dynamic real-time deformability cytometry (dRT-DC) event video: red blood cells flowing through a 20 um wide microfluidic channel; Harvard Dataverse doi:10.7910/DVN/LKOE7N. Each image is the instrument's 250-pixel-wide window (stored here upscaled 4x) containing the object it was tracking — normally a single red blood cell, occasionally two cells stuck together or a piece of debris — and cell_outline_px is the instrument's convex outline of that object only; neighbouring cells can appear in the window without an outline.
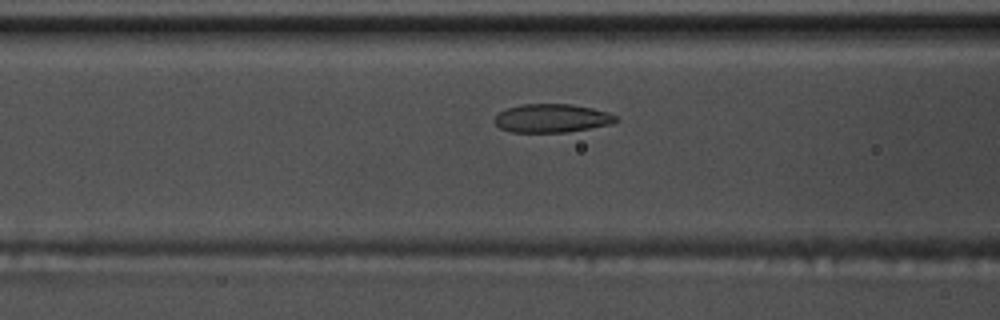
{"species": "common noctule bat (a hibernating species)", "species_latin": "Nyctalus noctula", "temperature_condition": "warm", "stored_images_in_passage": 45, "camera_frame_rate_fps": 3000, "um_per_image_px": 0.085, "animal": {"sex": "male", "body_mass_g": 17.5, "forearm_length_mm": 52.3}, "frame": {"image": 1, "passage_image": 12, "time_ms": 3.667, "image_size_px": [1000, 320], "cell_outline_px": [[620, 120], [612, 124], [564, 132], [512, 132], [500, 128], [492, 120], [500, 112], [508, 108], [520, 104], [572, 104], [592, 108], [608, 112], [616, 116]], "centroid_in_image_um": [46.91, 10.04], "position_along_channel_um": 119.7, "area_um2": 20.11}}
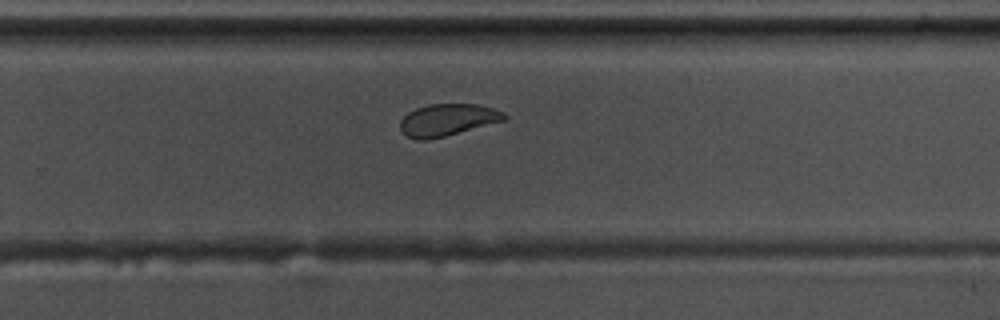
{"frame": {"image": 2, "passage_image": 26, "time_ms": 8.333, "image_size_px": [1000, 320], "cell_outline_px": [[508, 120], [428, 140], [420, 140], [408, 136], [400, 128], [400, 120], [408, 112], [416, 108], [428, 104], [476, 104], [492, 108], [504, 112], [508, 116]], "centroid_in_image_um": [38.08, 10.18], "position_along_channel_um": 291.7, "area_um2": 19.42}}
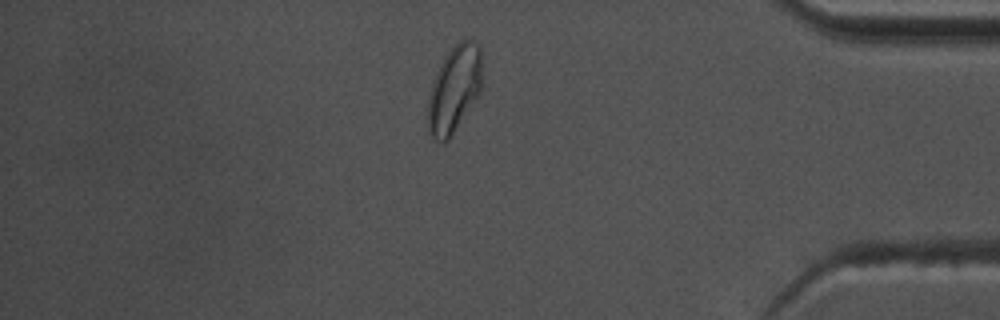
{"frame": {"image": 3, "passage_image": 37, "time_ms": 12.0, "image_size_px": [1000, 320], "cell_outline_px": [[484, 84], [476, 100], [448, 140], [432, 140], [428, 132], [428, 96], [432, 80], [444, 56], [460, 40], [468, 40], [480, 44], [484, 52]], "centroid_in_image_um": [38.67, 7.52], "position_along_channel_um": 396.5, "area_um2": 28.38}, "authors_computed_cell_mechanics": {"area_um2": 20.8658, "velocity_mm_per_s": 3.7025, "shape_relaxation_time_tau1_ms": 6.0476, "shape_relaxation_time_tau2_ms": 0.6757, "deformation_change_tau1": 0.1349, "deformation_change_tau2": 0.0434}}